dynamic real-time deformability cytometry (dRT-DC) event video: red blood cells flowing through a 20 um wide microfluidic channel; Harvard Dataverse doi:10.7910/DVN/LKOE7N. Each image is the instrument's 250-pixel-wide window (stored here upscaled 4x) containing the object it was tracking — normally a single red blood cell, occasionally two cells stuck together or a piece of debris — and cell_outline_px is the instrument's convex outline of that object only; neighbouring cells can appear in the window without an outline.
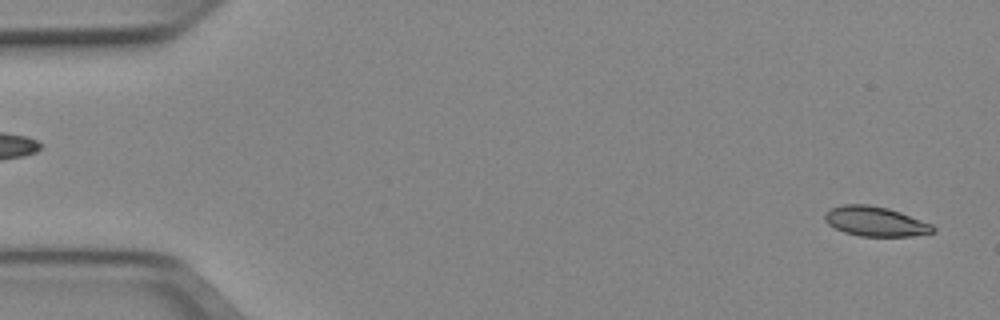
{"species": "Egyptian fruit bat (a non-hibernating species)", "species_latin": "Rousettus aegyptiacus", "temperature_condition": "cold", "stored_images_in_passage": 5, "segment_of_instrument_passage": [2, 2], "camera_frame_rate_fps": 3000, "um_per_image_px": 0.085, "animal": {"sex": "female"}, "frame": {"image": 1, "passage_image": 5, "time_ms": 1.333, "image_size_px": [1000, 320], "cell_outline_px": [[936, 232], [912, 236], [860, 236], [844, 232], [828, 224], [824, 220], [824, 212], [828, 208], [844, 204], [868, 204], [888, 208], [900, 212], [932, 224], [936, 228]], "centroid_in_image_um": [74.39, 18.81], "position_along_channel_um": 10.6, "area_um2": 18.9}}